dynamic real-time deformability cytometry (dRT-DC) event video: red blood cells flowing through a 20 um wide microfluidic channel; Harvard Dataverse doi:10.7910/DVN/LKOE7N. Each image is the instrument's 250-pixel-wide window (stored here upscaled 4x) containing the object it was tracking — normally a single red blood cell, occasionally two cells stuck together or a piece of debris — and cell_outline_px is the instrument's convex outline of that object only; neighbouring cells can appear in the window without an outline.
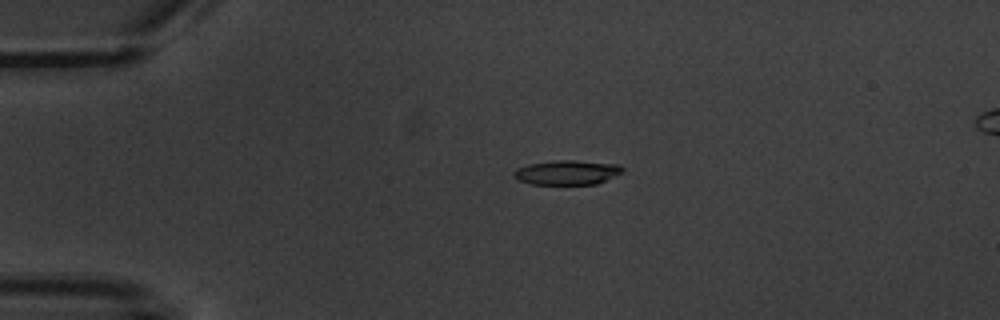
{"species": "common noctule bat (a hibernating species)", "species_latin": "Nyctalus noctula", "temperature_condition": "warm", "stored_images_in_passage": 6, "camera_frame_rate_fps": 3000, "um_per_image_px": 0.085, "animal": {"sex": "male", "body_mass_g": 20.1, "forearm_length_mm": 53.5}, "frame": {"image": 1, "passage_image": 4, "time_ms": 3.667, "image_size_px": [1000, 320], "cell_outline_px": [[624, 172], [616, 176], [596, 184], [532, 184], [520, 180], [512, 176], [512, 172], [516, 168], [528, 164], [556, 160], [576, 160], [620, 164], [624, 168]], "centroid_in_image_um": [48.23, 14.65], "position_along_channel_um": 36.8, "area_um2": 15.72}}